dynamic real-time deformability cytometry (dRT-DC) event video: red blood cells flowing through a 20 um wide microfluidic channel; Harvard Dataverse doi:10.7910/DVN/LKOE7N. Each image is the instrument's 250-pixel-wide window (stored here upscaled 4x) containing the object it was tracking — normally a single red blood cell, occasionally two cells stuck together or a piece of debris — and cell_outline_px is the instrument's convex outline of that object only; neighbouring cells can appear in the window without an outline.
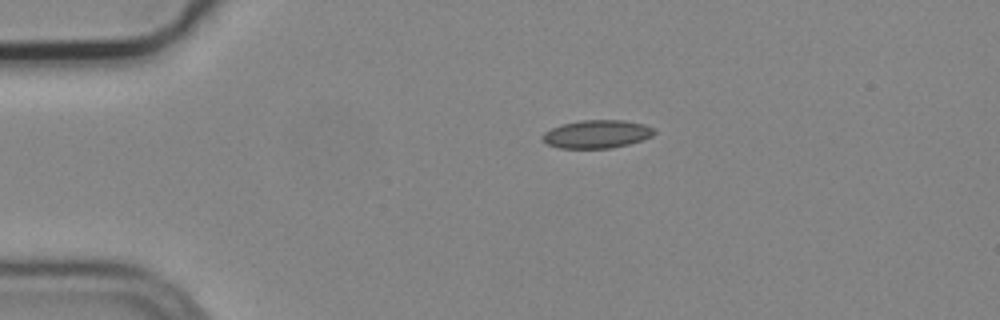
{"species": "common noctule bat (a hibernating species)", "species_latin": "Nyctalus noctula", "temperature_condition": "cold", "stored_images_in_passage": 3, "camera_frame_rate_fps": 3000, "um_per_image_px": 0.085, "animal": {"sex": "male", "body_mass_g": 19.2, "forearm_length_mm": 51.8}, "frame": {"image": 1, "passage_image": 1, "time_ms": 0.0, "image_size_px": [1000, 320], "cell_outline_px": [[656, 132], [652, 136], [628, 144], [608, 148], [560, 148], [548, 144], [540, 136], [544, 132], [552, 128], [564, 124], [580, 120], [624, 120], [644, 124], [656, 128]], "centroid_in_image_um": [50.75, 11.39], "position_along_channel_um": 34.2, "area_um2": 18.21}}
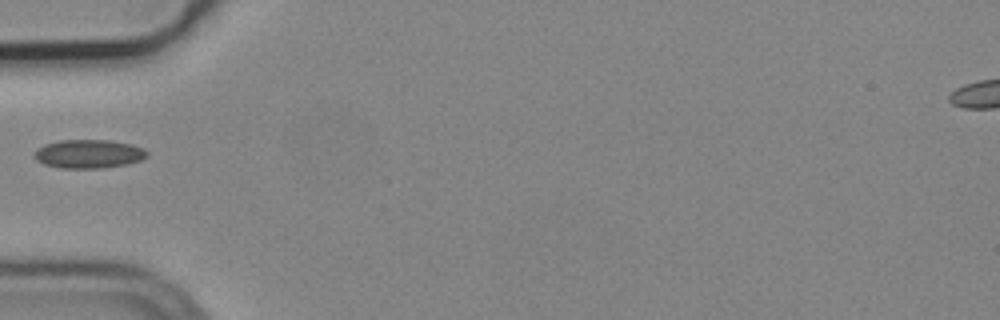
{"frame": {"image": 2, "passage_image": 3, "time_ms": 0.667, "image_size_px": [1000, 320], "cell_outline_px": [[148, 156], [140, 160], [128, 164], [100, 168], [60, 168], [44, 164], [36, 160], [36, 152], [44, 144], [60, 140], [108, 140], [132, 144], [144, 148], [148, 152]], "centroid_in_image_um": [7.58, 13.08], "position_along_channel_um": 77.4, "area_um2": 18.73}}